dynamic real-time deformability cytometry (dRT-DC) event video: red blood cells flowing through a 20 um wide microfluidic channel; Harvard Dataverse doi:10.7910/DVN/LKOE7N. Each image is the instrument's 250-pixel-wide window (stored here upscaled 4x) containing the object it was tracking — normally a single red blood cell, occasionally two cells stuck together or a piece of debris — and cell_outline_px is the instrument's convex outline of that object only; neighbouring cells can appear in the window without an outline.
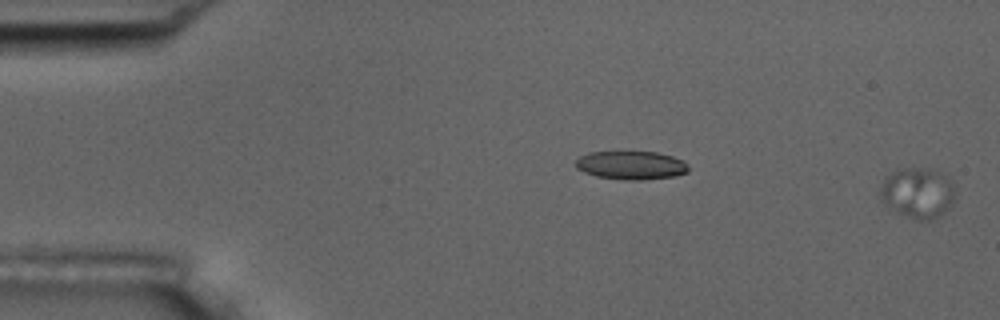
{"species": "common noctule bat (a hibernating species)", "species_latin": "Nyctalus noctula", "temperature_condition": "room temperature", "stored_images_in_passage": 4, "segment_of_instrument_passage": [2, 2], "camera_frame_rate_fps": 3000, "um_per_image_px": 0.085, "animal": {"sex": "male", "body_mass_g": 17.5, "forearm_length_mm": 52.3}, "frame": {"image": 1, "passage_image": 4, "time_ms": 3.333, "image_size_px": [1000, 320], "cell_outline_px": [[956, 196], [952, 204], [932, 220], [916, 220], [896, 212], [888, 208], [880, 200], [880, 188], [884, 180], [896, 168], [928, 168], [944, 172], [952, 180]], "centroid_in_image_um": [78.01, 16.37], "position_along_channel_um": 7.0, "area_um2": 22.48}}